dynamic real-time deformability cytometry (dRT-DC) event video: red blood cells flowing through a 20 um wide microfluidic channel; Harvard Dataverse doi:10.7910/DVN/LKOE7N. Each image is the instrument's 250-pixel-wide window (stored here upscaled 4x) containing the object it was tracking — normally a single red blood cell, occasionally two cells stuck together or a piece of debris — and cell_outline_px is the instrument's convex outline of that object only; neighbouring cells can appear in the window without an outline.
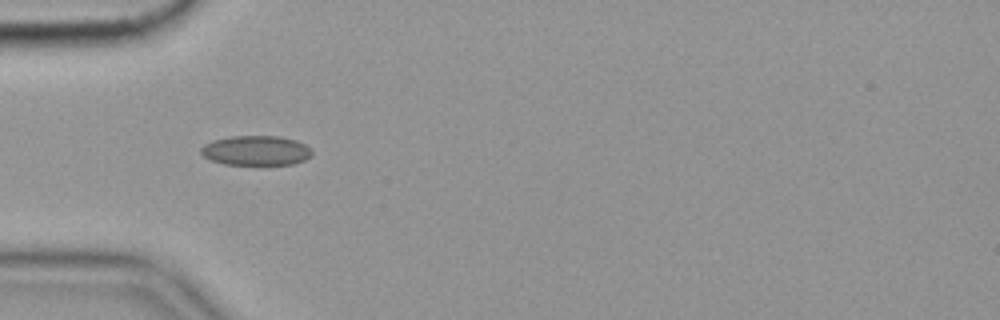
{"species": "common noctule bat (a hibernating species)", "species_latin": "Nyctalus noctula", "temperature_condition": "cold", "stored_images_in_passage": 56, "camera_frame_rate_fps": 3000, "um_per_image_px": 0.085, "animal": {"sex": "female", "body_mass_g": 19.9}, "frame": {"image": 1, "passage_image": 17, "time_ms": 5.333, "image_size_px": [1000, 320], "cell_outline_px": [[312, 156], [304, 160], [292, 164], [224, 164], [208, 160], [200, 152], [200, 148], [204, 144], [212, 140], [228, 136], [280, 136], [296, 140], [304, 144], [312, 152]], "centroid_in_image_um": [21.72, 12.79], "position_along_channel_um": 63.3, "area_um2": 19.31}, "authors_computed_cell_mechanics": {"area_um2": 18.7272, "velocity_mm_per_s": 3.543, "shape_relaxation_time_tau1_ms": null, "shape_relaxation_time_tau2_ms": 2.2135, "deformation_change_tau1": null, "deformation_change_tau2": 0.0863}}